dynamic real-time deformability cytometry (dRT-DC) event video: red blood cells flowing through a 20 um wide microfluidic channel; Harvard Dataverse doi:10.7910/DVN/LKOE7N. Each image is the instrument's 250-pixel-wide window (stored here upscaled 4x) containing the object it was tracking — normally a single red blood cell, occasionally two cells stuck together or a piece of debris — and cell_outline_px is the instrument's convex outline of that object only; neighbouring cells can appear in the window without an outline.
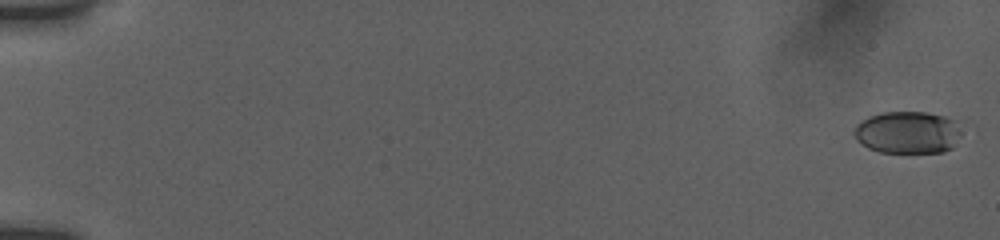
{"species": "human", "species_latin": "Homo sapiens", "temperature_condition": "room temperature", "stored_images_in_passage": 22, "camera_frame_rate_fps": 3000, "um_per_image_px": 0.085, "donor": {"sex": "female"}, "frame": {"image": 1, "passage_image": 1, "time_ms": 0.0, "image_size_px": [1000, 240], "cell_outline_px": [[960, 136], [952, 148], [944, 152], [880, 152], [868, 148], [860, 144], [856, 140], [852, 132], [856, 124], [868, 116], [884, 112], [928, 112], [944, 116], [956, 120], [960, 132]], "centroid_in_image_um": [77.12, 11.25], "position_along_channel_um": 7.9, "area_um2": 26.7}}
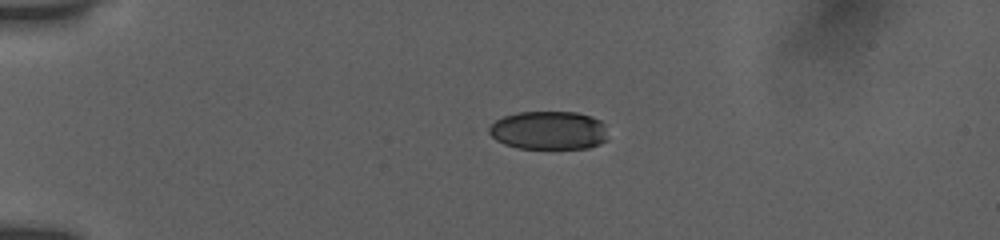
{"frame": {"image": 2, "passage_image": 15, "time_ms": 4.333, "image_size_px": [1000, 240], "cell_outline_px": [[604, 140], [600, 144], [588, 148], [516, 148], [504, 144], [496, 140], [484, 132], [484, 128], [496, 120], [504, 116], [516, 112], [576, 112], [592, 116], [600, 120], [604, 124]], "centroid_in_image_um": [46.53, 11.07], "position_along_channel_um": 38.5, "area_um2": 26.88}}